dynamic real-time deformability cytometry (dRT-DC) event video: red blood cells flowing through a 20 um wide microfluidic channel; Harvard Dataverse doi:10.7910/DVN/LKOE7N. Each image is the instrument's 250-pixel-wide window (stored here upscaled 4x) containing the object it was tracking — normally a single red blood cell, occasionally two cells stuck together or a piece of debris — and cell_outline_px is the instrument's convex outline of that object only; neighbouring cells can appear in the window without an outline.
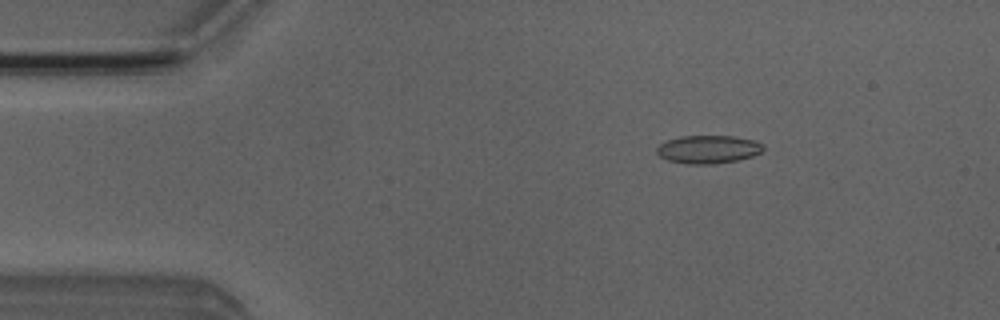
{"species": "Egyptian fruit bat (a non-hibernating species)", "species_latin": "Rousettus aegyptiacus", "temperature_condition": "room temperature", "stored_images_in_passage": 4, "camera_frame_rate_fps": 3000, "um_per_image_px": 0.085, "animal": {"sex": "male"}, "frame": {"image": 1, "passage_image": 2, "time_ms": 2.0, "image_size_px": [1000, 320], "cell_outline_px": [[764, 148], [760, 152], [752, 156], [736, 160], [712, 164], [688, 164], [668, 160], [660, 156], [656, 152], [656, 148], [660, 144], [668, 140], [680, 136], [732, 136], [756, 140], [764, 144]], "centroid_in_image_um": [60.2, 12.69], "position_along_channel_um": 24.8, "area_um2": 17.4}}